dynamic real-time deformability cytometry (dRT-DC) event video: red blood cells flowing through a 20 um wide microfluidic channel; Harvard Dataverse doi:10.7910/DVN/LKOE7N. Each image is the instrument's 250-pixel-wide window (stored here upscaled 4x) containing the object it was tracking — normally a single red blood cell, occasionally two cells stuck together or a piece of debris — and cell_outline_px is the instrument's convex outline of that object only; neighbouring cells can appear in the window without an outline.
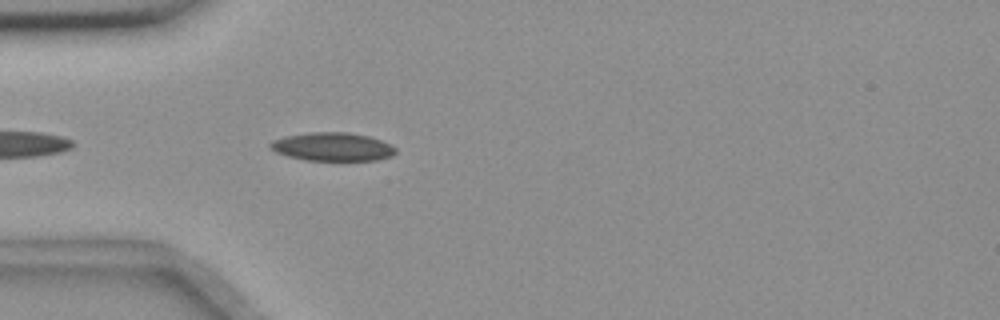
{"species": "common noctule bat (a hibernating species)", "species_latin": "Nyctalus noctula", "temperature_condition": "room temperature", "stored_images_in_passage": 7, "camera_frame_rate_fps": 3000, "um_per_image_px": 0.085, "animal": {"sex": "female", "body_mass_g": 18.4}, "frame": {"image": 1, "passage_image": 3, "time_ms": 0.667, "image_size_px": [1000, 320], "cell_outline_px": [[396, 152], [392, 156], [376, 160], [304, 160], [288, 156], [276, 152], [268, 144], [272, 140], [288, 136], [308, 132], [348, 132], [368, 136], [380, 140], [396, 148]], "centroid_in_image_um": [28.26, 12.47], "position_along_channel_um": 56.7, "area_um2": 20.58}}